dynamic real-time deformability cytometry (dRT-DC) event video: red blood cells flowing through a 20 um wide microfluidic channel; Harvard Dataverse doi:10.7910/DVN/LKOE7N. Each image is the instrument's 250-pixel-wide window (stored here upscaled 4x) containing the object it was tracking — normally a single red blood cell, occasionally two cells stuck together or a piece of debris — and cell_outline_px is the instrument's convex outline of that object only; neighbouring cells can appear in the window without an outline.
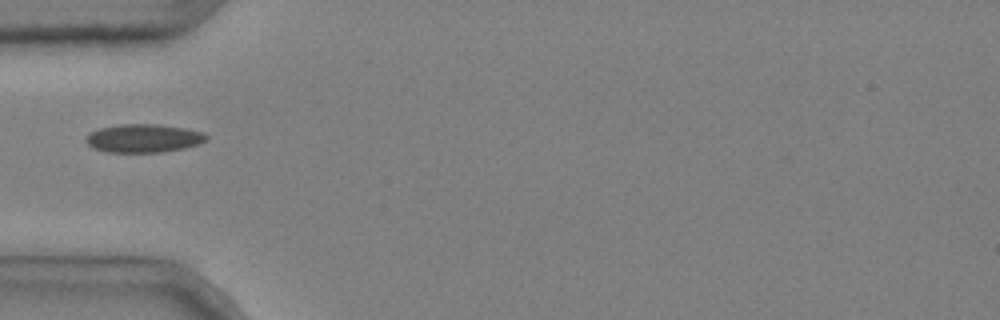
{"species": "common noctule bat (a hibernating species)", "species_latin": "Nyctalus noctula", "temperature_condition": "cold", "stored_images_in_passage": 4, "camera_frame_rate_fps": 3000, "um_per_image_px": 0.085, "animal": {"sex": "male", "body_mass_g": 20.4}, "frame": {"image": 1, "passage_image": 2, "time_ms": 0.333, "image_size_px": [1000, 320], "cell_outline_px": [[208, 136], [204, 140], [196, 144], [184, 148], [160, 152], [108, 152], [92, 148], [84, 140], [92, 132], [100, 128], [120, 124], [156, 124], [184, 128], [204, 132]], "centroid_in_image_um": [12.18, 11.75], "position_along_channel_um": 72.8, "area_um2": 19.65}}